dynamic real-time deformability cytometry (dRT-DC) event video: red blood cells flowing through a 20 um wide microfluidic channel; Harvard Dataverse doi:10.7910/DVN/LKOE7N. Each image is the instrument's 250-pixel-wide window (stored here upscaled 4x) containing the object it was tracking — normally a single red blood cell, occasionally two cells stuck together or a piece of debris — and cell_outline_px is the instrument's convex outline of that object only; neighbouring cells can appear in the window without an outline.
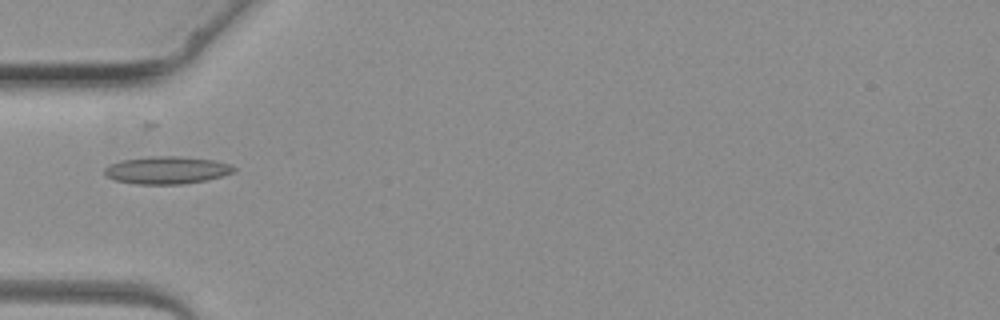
{"species": "common noctule bat (a hibernating species)", "species_latin": "Nyctalus noctula", "temperature_condition": "warm", "stored_images_in_passage": 4, "camera_frame_rate_fps": 3000, "um_per_image_px": 0.085, "animal": {"sex": "female", "body_mass_g": 19.3, "forearm_length_mm": 54.1}, "frame": {"image": 1, "passage_image": 4, "time_ms": 3.667, "image_size_px": [1000, 320], "cell_outline_px": [[236, 168], [232, 172], [220, 176], [204, 180], [180, 184], [136, 184], [116, 180], [104, 176], [104, 168], [120, 160], [148, 156], [180, 156], [212, 160], [228, 164]], "centroid_in_image_um": [14.11, 14.45], "position_along_channel_um": 70.9, "area_um2": 20.52}}